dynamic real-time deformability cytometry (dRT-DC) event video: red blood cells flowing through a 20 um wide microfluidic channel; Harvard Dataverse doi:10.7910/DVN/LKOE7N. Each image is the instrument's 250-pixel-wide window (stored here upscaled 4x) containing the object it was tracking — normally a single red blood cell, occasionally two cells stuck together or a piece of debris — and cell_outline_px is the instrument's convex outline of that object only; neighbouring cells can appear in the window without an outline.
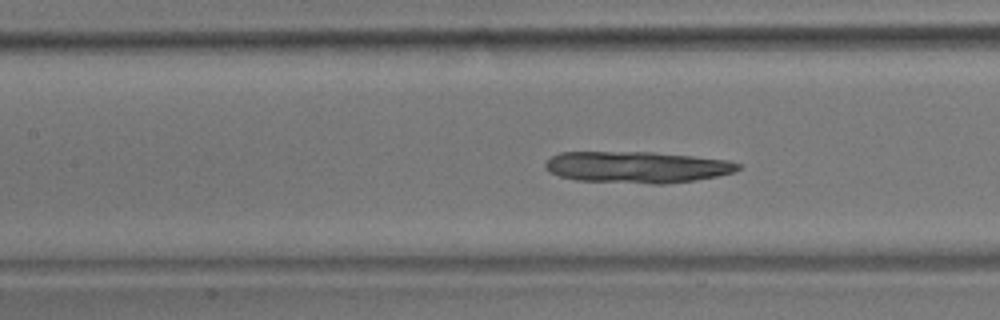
{"species": "common noctule bat (a hibernating species)", "species_latin": "Nyctalus noctula", "temperature_condition": "room temperature", "stored_images_in_passage": 56, "camera_frame_rate_fps": 3000, "um_per_image_px": 0.085, "animal": {"sex": "male", "body_mass_g": 17.9}, "frame": {"image": 1, "passage_image": 25, "time_ms": 8.0, "image_size_px": [1000, 320], "cell_outline_px": [[740, 168], [732, 172], [716, 176], [696, 180], [664, 184], [652, 184], [576, 180], [560, 176], [548, 172], [544, 168], [544, 164], [552, 156], [560, 152], [652, 152], [692, 156], [728, 160], [740, 164]], "centroid_in_image_um": [54.11, 14.21], "position_along_channel_um": 153.3, "area_um2": 35.37}}
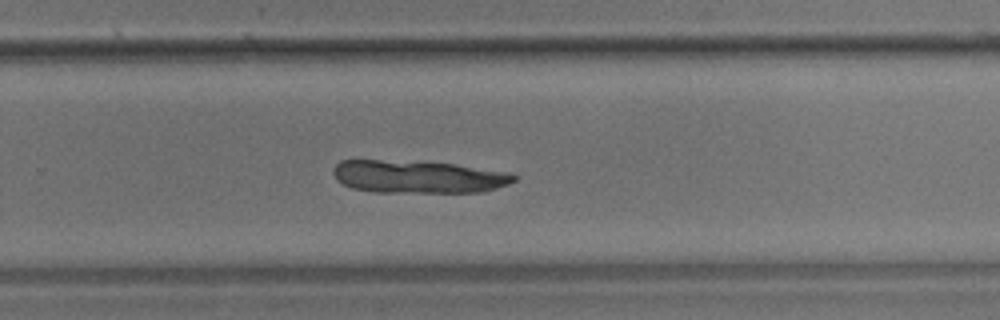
{"frame": {"image": 2, "passage_image": 37, "time_ms": 12.0, "image_size_px": [1000, 320], "cell_outline_px": [[516, 180], [508, 184], [496, 188], [480, 192], [376, 192], [352, 188], [336, 180], [332, 172], [332, 168], [340, 160], [380, 160], [452, 164], [512, 172], [516, 176]], "centroid_in_image_um": [35.53, 15.03], "position_along_channel_um": 294.3, "area_um2": 34.33}}